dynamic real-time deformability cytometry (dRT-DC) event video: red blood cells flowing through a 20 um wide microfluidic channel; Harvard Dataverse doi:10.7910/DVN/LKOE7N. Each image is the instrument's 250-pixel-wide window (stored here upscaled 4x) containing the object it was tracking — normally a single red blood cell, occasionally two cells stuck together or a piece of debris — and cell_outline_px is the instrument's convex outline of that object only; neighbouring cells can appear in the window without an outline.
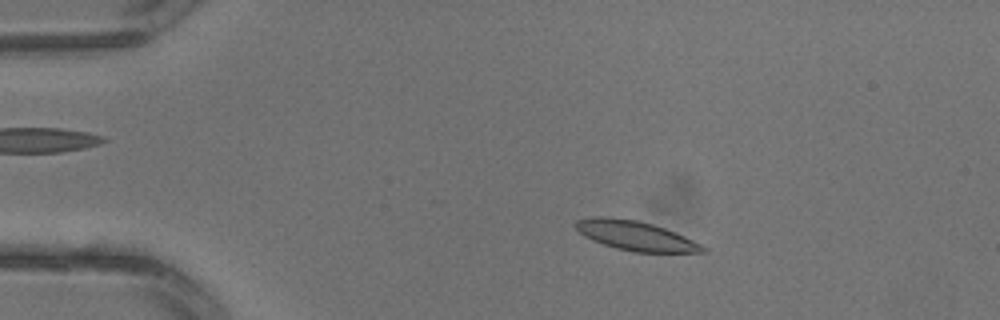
{"species": "common noctule bat (a hibernating species)", "species_latin": "Nyctalus noctula", "temperature_condition": "warm", "stored_images_in_passage": 2, "camera_frame_rate_fps": 3000, "um_per_image_px": 0.085, "animal": {"sex": "male", "body_mass_g": 13.3}, "frame": {"image": 1, "passage_image": 1, "time_ms": 0.0, "image_size_px": [1000, 320], "cell_outline_px": [[704, 252], [636, 252], [616, 248], [592, 240], [584, 236], [576, 228], [576, 220], [596, 216], [604, 216], [636, 220], [652, 224], [676, 232], [700, 244], [704, 248]], "centroid_in_image_um": [53.99, 20.02], "position_along_channel_um": 31.0, "area_um2": 21.44}}